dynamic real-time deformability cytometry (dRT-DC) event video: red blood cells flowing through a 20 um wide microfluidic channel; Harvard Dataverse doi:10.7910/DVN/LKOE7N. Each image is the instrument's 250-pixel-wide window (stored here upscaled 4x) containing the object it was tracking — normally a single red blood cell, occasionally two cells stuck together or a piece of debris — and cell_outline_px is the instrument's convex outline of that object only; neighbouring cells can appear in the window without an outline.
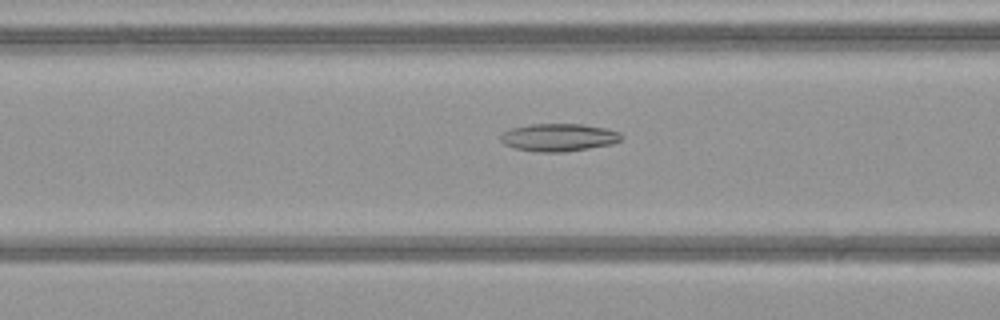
{"species": "common noctule bat (a hibernating species)", "species_latin": "Nyctalus noctula", "temperature_condition": "warm", "stored_images_in_passage": 52, "camera_frame_rate_fps": 3000, "um_per_image_px": 0.085, "animal": {"sex": "female", "body_mass_g": 21.9}, "frame": {"image": 1, "passage_image": 22, "time_ms": 7.0, "image_size_px": [1000, 320], "cell_outline_px": [[620, 140], [612, 144], [564, 152], [536, 152], [512, 148], [504, 144], [500, 140], [500, 132], [512, 128], [532, 124], [584, 124], [608, 128], [620, 132]], "centroid_in_image_um": [47.45, 11.68], "position_along_channel_um": 119.2, "area_um2": 19.65}}
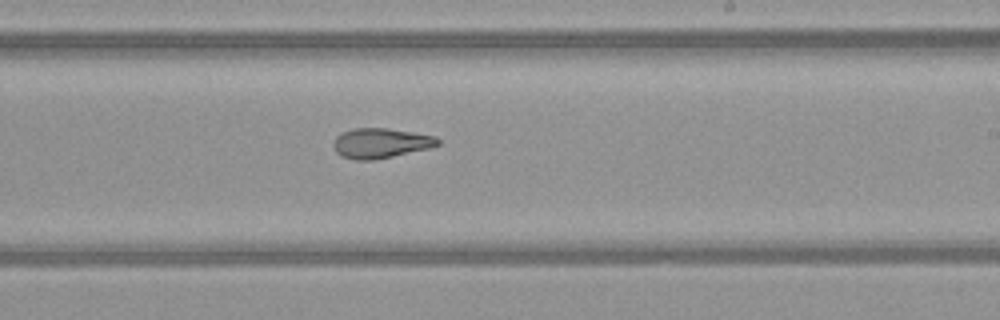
{"frame": {"image": 2, "passage_image": 32, "time_ms": 10.333, "image_size_px": [1000, 320], "cell_outline_px": [[440, 144], [432, 148], [372, 160], [356, 160], [340, 156], [336, 152], [332, 144], [336, 136], [340, 132], [352, 128], [388, 128], [436, 136], [440, 140]], "centroid_in_image_um": [32.35, 12.16], "position_along_channel_um": 256.7, "area_um2": 18.44}}
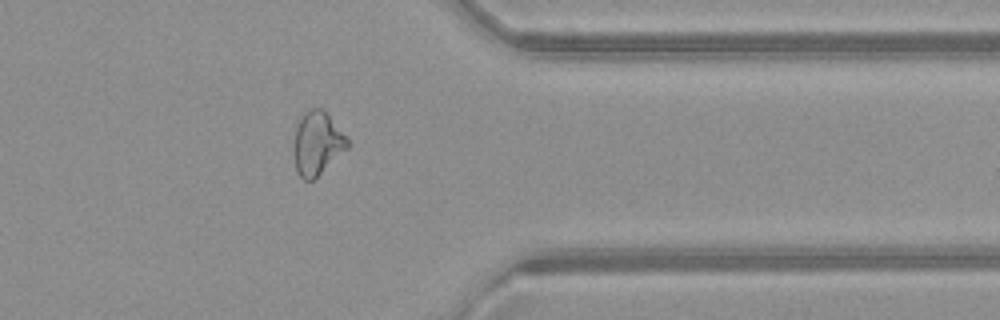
{"frame": {"image": 3, "passage_image": 42, "time_ms": 13.667, "image_size_px": [1000, 320], "cell_outline_px": [[348, 148], [312, 180], [304, 180], [296, 172], [296, 120], [304, 112], [312, 108], [320, 108], [328, 116], [348, 140]], "centroid_in_image_um": [26.95, 12.17], "position_along_channel_um": 384.4, "area_um2": 18.96}, "authors_computed_cell_mechanics": {"area_um2": 21.5883, "velocity_mm_per_s": 4.1218, "shape_relaxation_time_tau1_ms": null, "shape_relaxation_time_tau2_ms": 3.2798, "deformation_change_tau1": null, "deformation_change_tau2": 0.1167}}